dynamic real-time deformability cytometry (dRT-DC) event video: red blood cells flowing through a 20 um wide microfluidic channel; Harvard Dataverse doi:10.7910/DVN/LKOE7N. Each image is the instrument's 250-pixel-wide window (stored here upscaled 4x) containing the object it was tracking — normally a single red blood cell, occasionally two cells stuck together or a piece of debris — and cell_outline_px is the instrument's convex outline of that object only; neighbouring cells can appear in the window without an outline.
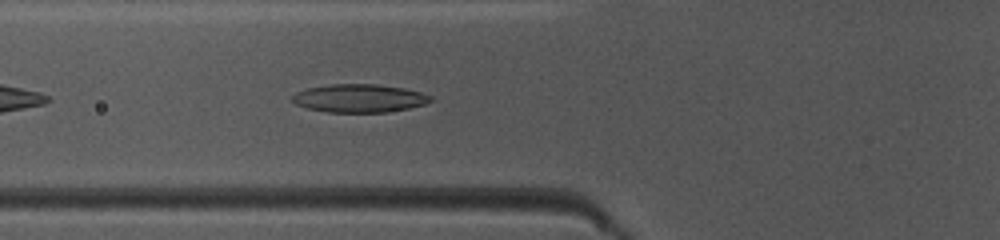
{"species": "common noctule bat (a hibernating species)", "species_latin": "Nyctalus noctula", "temperature_condition": "warm", "stored_images_in_passage": 32, "camera_frame_rate_fps": 3000, "um_per_image_px": 0.085, "animal": {"sex": "female", "body_mass_g": 10.0, "forearm_length_mm": 53.1}, "frame": {"image": 1, "passage_image": 5, "time_ms": 1.333, "image_size_px": [1000, 240], "cell_outline_px": [[432, 100], [424, 104], [408, 108], [388, 112], [328, 112], [308, 108], [296, 104], [292, 100], [292, 96], [296, 92], [308, 88], [332, 84], [376, 84], [404, 88], [420, 92], [432, 96]], "centroid_in_image_um": [30.54, 8.35], "position_along_channel_um": 95.3, "area_um2": 22.54}}
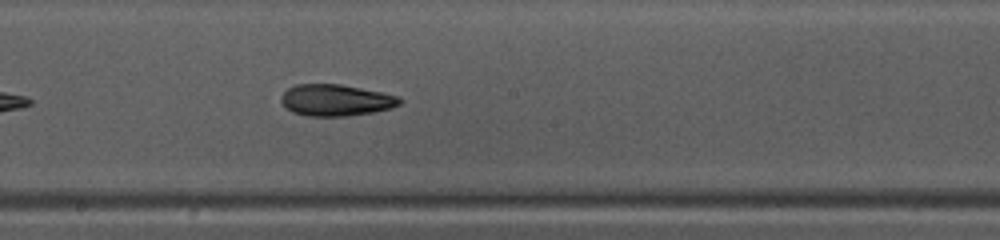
{"frame": {"image": 2, "passage_image": 14, "time_ms": 4.333, "image_size_px": [1000, 240], "cell_outline_px": [[404, 100], [400, 104], [392, 108], [372, 112], [348, 116], [304, 116], [292, 112], [280, 100], [280, 96], [288, 88], [296, 84], [340, 84], [380, 92], [396, 96]], "centroid_in_image_um": [28.53, 8.52], "position_along_channel_um": 219.7, "area_um2": 21.73}}
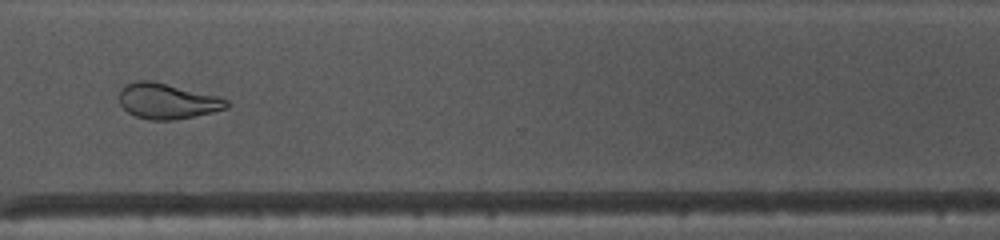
{"frame": {"image": 3, "passage_image": 24, "time_ms": 7.667, "image_size_px": [1000, 240], "cell_outline_px": [[232, 104], [228, 108], [212, 112], [172, 120], [148, 120], [136, 116], [128, 112], [120, 104], [116, 96], [120, 88], [136, 80], [152, 80], [216, 96], [228, 100]], "centroid_in_image_um": [14.17, 8.59], "position_along_channel_um": 356.4, "area_um2": 22.31}, "authors_computed_cell_mechanics": {"area_um2": 21.9351, "velocity_mm_per_s": 4.1158, "shape_relaxation_time_tau1_ms": null, "shape_relaxation_time_tau2_ms": 3.4819, "deformation_change_tau1": null, "deformation_change_tau2": 0.1165}}